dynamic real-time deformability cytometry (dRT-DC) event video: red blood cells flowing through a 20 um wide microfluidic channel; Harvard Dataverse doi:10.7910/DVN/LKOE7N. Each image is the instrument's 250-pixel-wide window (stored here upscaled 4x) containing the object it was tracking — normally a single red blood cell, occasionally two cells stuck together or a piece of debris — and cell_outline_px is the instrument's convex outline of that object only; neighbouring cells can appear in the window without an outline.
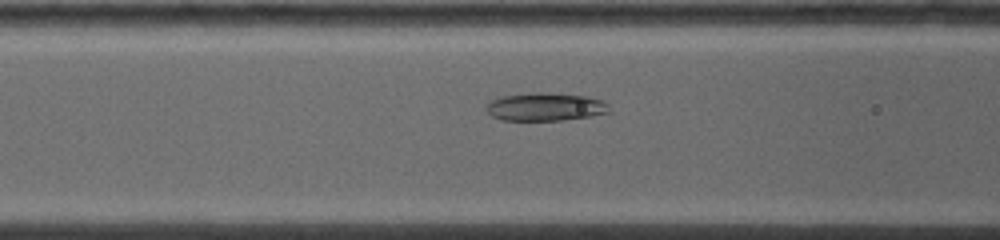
{"species": "common noctule bat (a hibernating species)", "species_latin": "Nyctalus noctula", "temperature_condition": "warm", "stored_images_in_passage": 31, "camera_frame_rate_fps": 5000, "um_per_image_px": 0.085, "animal": {"sex": "female", "body_mass_g": 19.0, "forearm_length_mm": 53.3}, "frame": {"image": 1, "passage_image": 10, "time_ms": 3.6, "image_size_px": [1000, 240], "cell_outline_px": [[612, 112], [592, 116], [564, 120], [500, 120], [492, 116], [484, 108], [492, 100], [504, 96], [532, 92], [548, 92], [584, 96], [600, 100], [608, 104]], "centroid_in_image_um": [46.37, 9.08], "position_along_channel_um": 120.2, "area_um2": 20.17}}
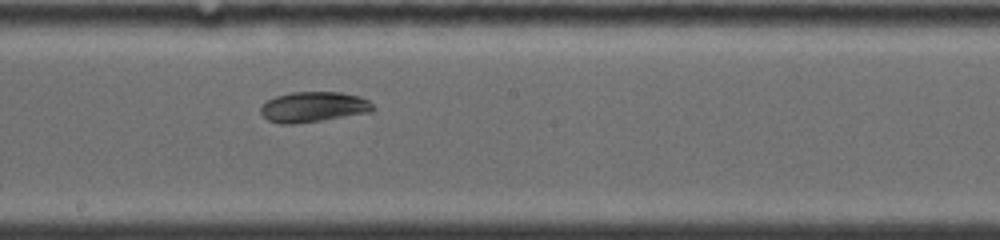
{"frame": {"image": 2, "passage_image": 16, "time_ms": 6.2, "image_size_px": [1000, 240], "cell_outline_px": [[376, 108], [372, 112], [320, 120], [292, 124], [280, 124], [268, 120], [260, 112], [260, 108], [268, 100], [276, 96], [292, 92], [340, 92], [360, 96], [368, 100]], "centroid_in_image_um": [26.66, 9.08], "position_along_channel_um": 221.5, "area_um2": 19.77}}
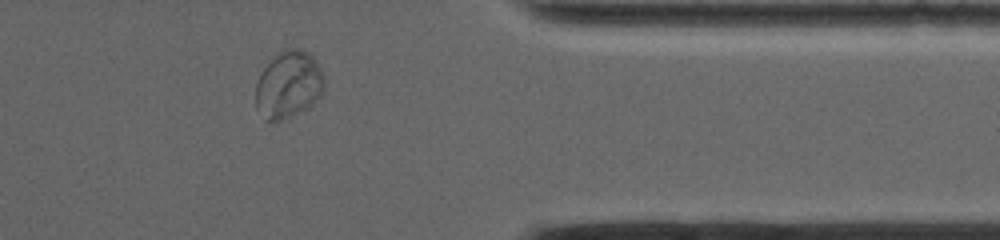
{"frame": {"image": 3, "passage_image": 28, "time_ms": 10.8, "image_size_px": [1000, 240], "cell_outline_px": [[324, 92], [312, 104], [280, 120], [264, 120], [256, 108], [256, 84], [260, 72], [280, 52], [288, 48], [300, 48], [308, 52], [316, 60], [324, 76]], "centroid_in_image_um": [24.53, 7.18], "position_along_channel_um": 386.9, "area_um2": 26.53}, "authors_computed_cell_mechanics": {"area_um2": 21.2126, "velocity_mm_per_s": 3.9072, "shape_relaxation_time_tau1_ms": 6.2221, "shape_relaxation_time_tau2_ms": 2.761, "deformation_change_tau1": 0.109, "deformation_change_tau2": 0.0432}}